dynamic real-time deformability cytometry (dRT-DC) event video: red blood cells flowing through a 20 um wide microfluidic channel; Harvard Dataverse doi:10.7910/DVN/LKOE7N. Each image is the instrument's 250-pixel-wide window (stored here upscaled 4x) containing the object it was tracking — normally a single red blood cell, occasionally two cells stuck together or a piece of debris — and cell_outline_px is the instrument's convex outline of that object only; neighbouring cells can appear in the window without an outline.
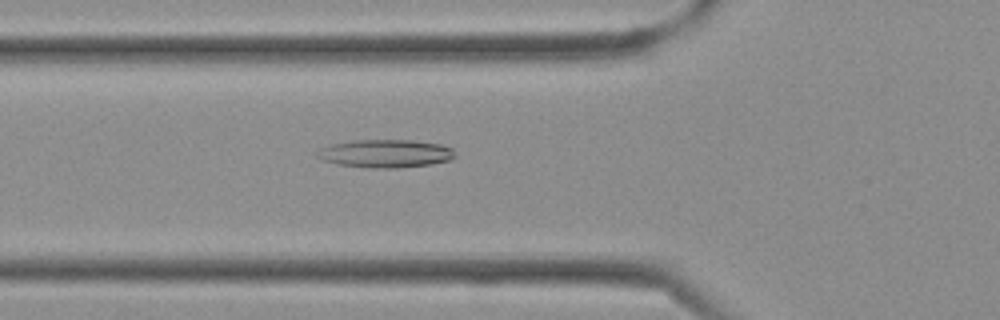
{"species": "Egyptian fruit bat (a non-hibernating species)", "species_latin": "Rousettus aegyptiacus", "temperature_condition": "cold", "stored_images_in_passage": 38, "camera_frame_rate_fps": 3000, "um_per_image_px": 0.085, "frame": {"image": 1, "passage_image": 13, "time_ms": 4.0, "image_size_px": [1000, 320], "cell_outline_px": [[456, 156], [448, 160], [432, 164], [400, 168], [364, 168], [336, 164], [324, 160], [316, 156], [316, 152], [320, 148], [332, 144], [352, 140], [412, 140], [440, 144], [452, 148]], "centroid_in_image_um": [32.75, 13.06], "position_along_channel_um": 93.1, "area_um2": 22.72}}
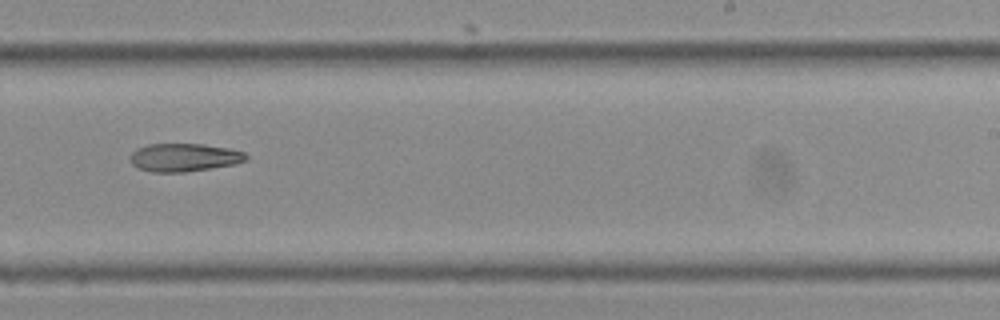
{"frame": {"image": 2, "passage_image": 23, "time_ms": 7.333, "image_size_px": [1000, 320], "cell_outline_px": [[248, 160], [236, 164], [184, 172], [152, 172], [136, 168], [132, 164], [128, 156], [136, 148], [148, 144], [204, 144], [228, 148], [244, 152], [248, 156]], "centroid_in_image_um": [15.62, 13.38], "position_along_channel_um": 273.4, "area_um2": 19.19}}
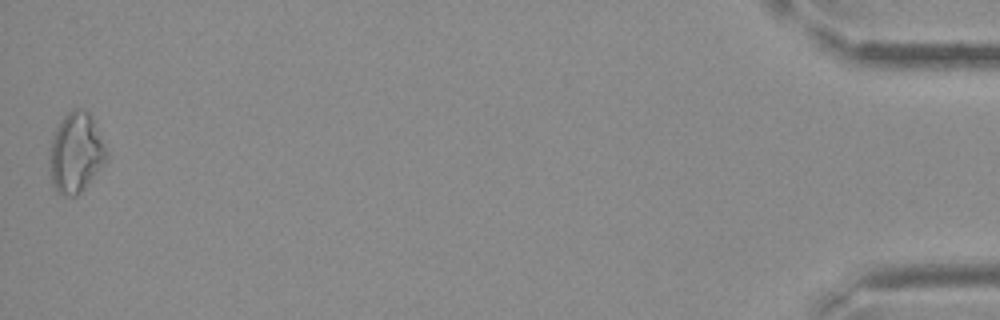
{"frame": {"image": 3, "passage_image": 37, "time_ms": 12.0, "image_size_px": [1000, 320], "cell_outline_px": [[108, 156], [84, 188], [76, 196], [64, 196], [56, 192], [52, 184], [48, 152], [52, 136], [56, 128], [64, 116], [72, 108], [80, 108], [88, 112], [92, 120]], "centroid_in_image_um": [6.38, 13.0], "position_along_channel_um": 428.8, "area_um2": 26.01}}